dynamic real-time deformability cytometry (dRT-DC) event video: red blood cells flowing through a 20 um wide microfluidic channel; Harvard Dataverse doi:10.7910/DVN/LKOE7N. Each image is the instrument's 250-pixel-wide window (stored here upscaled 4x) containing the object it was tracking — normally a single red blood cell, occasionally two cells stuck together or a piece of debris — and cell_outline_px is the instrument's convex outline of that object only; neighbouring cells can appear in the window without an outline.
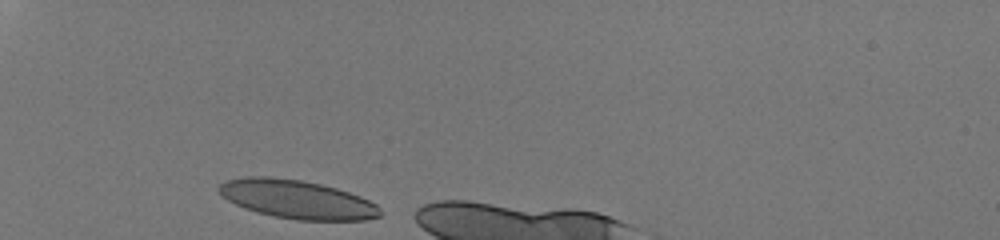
{"species": "human", "species_latin": "Homo sapiens", "temperature_condition": "room temperature", "stored_images_in_passage": 28, "camera_frame_rate_fps": 3000, "um_per_image_px": 0.085, "donor": {"sex": "male"}, "frame": {"image": 1, "passage_image": 1, "time_ms": 0.0, "image_size_px": [1000, 240], "cell_outline_px": [[384, 212], [380, 216], [364, 220], [296, 220], [272, 216], [256, 212], [244, 208], [228, 200], [220, 192], [220, 184], [224, 180], [248, 176], [268, 176], [300, 180], [320, 184], [336, 188], [360, 196], [376, 204]], "centroid_in_image_um": [25.26, 16.95], "position_along_channel_um": 59.7, "area_um2": 36.18}}
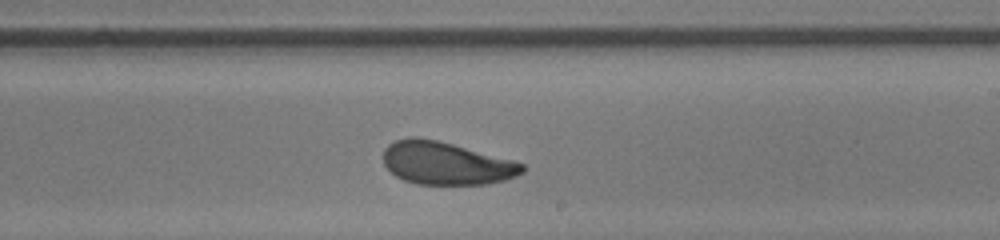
{"frame": {"image": 2, "passage_image": 17, "time_ms": 5.333, "image_size_px": [1000, 240], "cell_outline_px": [[524, 172], [516, 176], [504, 180], [484, 184], [416, 184], [404, 180], [396, 176], [384, 164], [384, 148], [388, 144], [396, 140], [408, 136], [416, 136], [436, 140], [452, 144], [512, 160], [524, 164]], "centroid_in_image_um": [37.89, 13.87], "position_along_channel_um": 251.1, "area_um2": 34.45}}
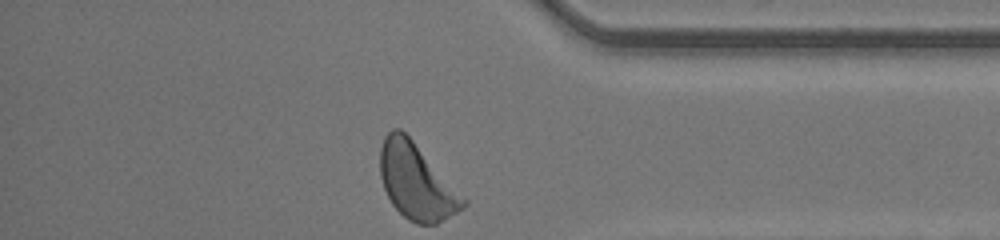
{"frame": {"image": 3, "passage_image": 28, "time_ms": 9.0, "image_size_px": [1000, 240], "cell_outline_px": [[468, 204], [464, 208], [436, 224], [416, 224], [408, 220], [392, 204], [384, 188], [380, 176], [380, 148], [384, 136], [392, 128], [400, 128], [412, 140], [468, 200]], "centroid_in_image_um": [35.4, 15.45], "position_along_channel_um": 399.8, "area_um2": 36.41}, "authors_computed_cell_mechanics": {"area_um2": 35.5181, "velocity_mm_per_s": 4.2382, "shape_relaxation_time_tau1_ms": 2.931, "shape_relaxation_time_tau2_ms": 1.1183, "deformation_change_tau1": 0.1341, "deformation_change_tau2": 0.0788}}